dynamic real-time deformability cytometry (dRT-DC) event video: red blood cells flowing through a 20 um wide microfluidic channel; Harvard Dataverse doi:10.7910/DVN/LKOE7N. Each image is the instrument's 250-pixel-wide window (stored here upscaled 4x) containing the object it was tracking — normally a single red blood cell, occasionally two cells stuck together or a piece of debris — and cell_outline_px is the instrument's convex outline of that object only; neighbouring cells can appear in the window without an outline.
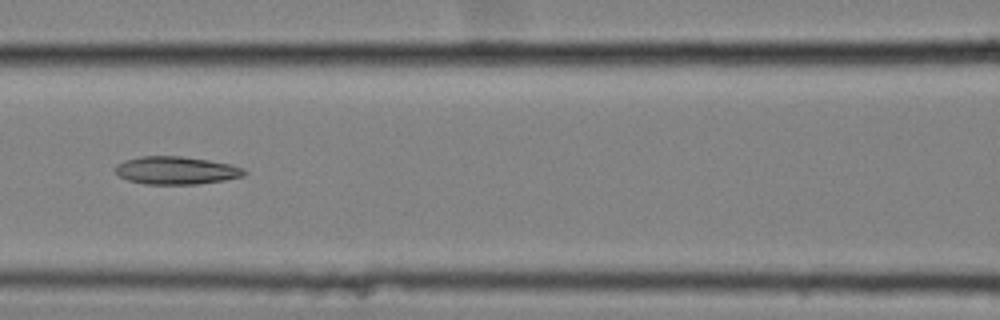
{"species": "common noctule bat (a hibernating species)", "species_latin": "Nyctalus noctula", "temperature_condition": "cold", "stored_images_in_passage": 15, "camera_frame_rate_fps": 3000, "um_per_image_px": 0.085, "animal": {"sex": "female", "body_mass_g": 25.1}, "frame": {"image": 1, "passage_image": 9, "time_ms": 2.667, "image_size_px": [1000, 320], "cell_outline_px": [[248, 172], [244, 176], [224, 180], [196, 184], [144, 184], [128, 180], [120, 176], [112, 168], [116, 164], [124, 160], [140, 156], [180, 156], [208, 160], [228, 164], [244, 168]], "centroid_in_image_um": [14.95, 14.48], "position_along_channel_um": 151.7, "area_um2": 20.98}}